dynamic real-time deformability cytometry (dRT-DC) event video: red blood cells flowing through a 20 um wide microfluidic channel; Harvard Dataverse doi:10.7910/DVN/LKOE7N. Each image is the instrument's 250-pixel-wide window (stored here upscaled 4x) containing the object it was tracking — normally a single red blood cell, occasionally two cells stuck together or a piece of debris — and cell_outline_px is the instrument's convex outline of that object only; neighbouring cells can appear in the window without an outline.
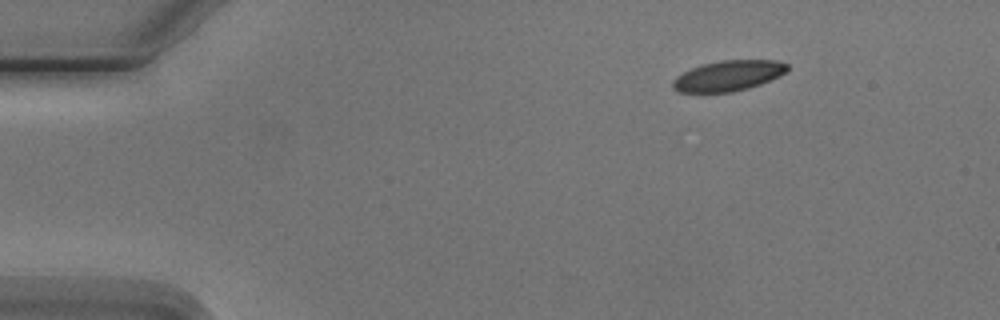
{"species": "Egyptian fruit bat (a non-hibernating species)", "species_latin": "Rousettus aegyptiacus", "temperature_condition": "cold", "stored_images_in_passage": 6, "camera_frame_rate_fps": 3000, "um_per_image_px": 0.085, "animal": {"sex": "male"}, "frame": {"image": 1, "passage_image": 1, "time_ms": 0.0, "image_size_px": [1000, 320], "cell_outline_px": [[788, 68], [780, 76], [760, 84], [748, 88], [732, 92], [676, 92], [672, 88], [672, 80], [676, 76], [700, 64], [720, 60], [776, 60], [788, 64]], "centroid_in_image_um": [61.87, 6.43], "position_along_channel_um": 23.1, "area_um2": 20.4}}
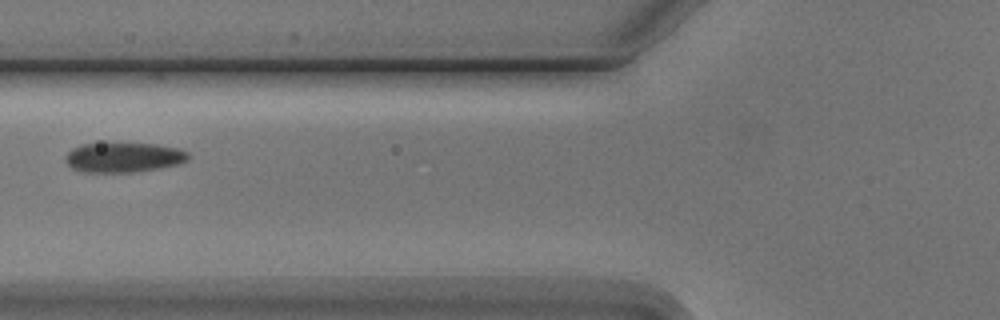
{"frame": {"image": 2, "passage_image": 5, "time_ms": 4.667, "image_size_px": [1000, 320], "cell_outline_px": [[188, 160], [180, 164], [160, 168], [132, 172], [84, 172], [72, 168], [64, 160], [64, 156], [72, 148], [80, 144], [156, 144], [180, 148], [188, 152]], "centroid_in_image_um": [10.51, 13.38], "position_along_channel_um": 115.3, "area_um2": 21.33}}
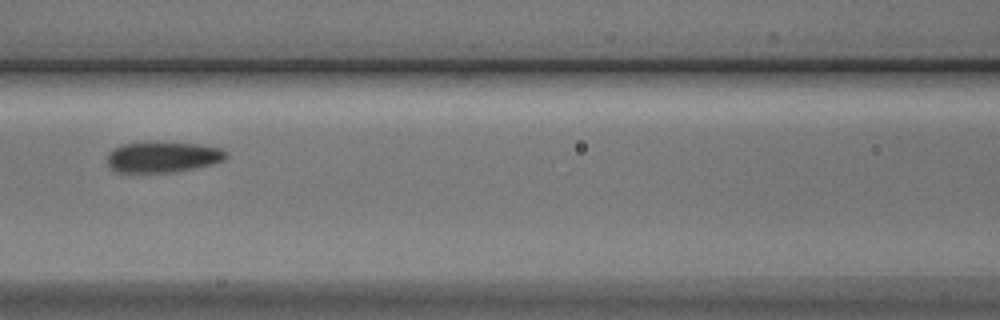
{"frame": {"image": 3, "passage_image": 6, "time_ms": 5.667, "image_size_px": [1000, 320], "cell_outline_px": [[228, 156], [224, 160], [212, 164], [172, 172], [116, 172], [108, 164], [108, 152], [112, 148], [120, 144], [144, 140], [152, 140], [196, 144], [220, 148]], "centroid_in_image_um": [13.77, 13.3], "position_along_channel_um": 152.8, "area_um2": 21.73}}